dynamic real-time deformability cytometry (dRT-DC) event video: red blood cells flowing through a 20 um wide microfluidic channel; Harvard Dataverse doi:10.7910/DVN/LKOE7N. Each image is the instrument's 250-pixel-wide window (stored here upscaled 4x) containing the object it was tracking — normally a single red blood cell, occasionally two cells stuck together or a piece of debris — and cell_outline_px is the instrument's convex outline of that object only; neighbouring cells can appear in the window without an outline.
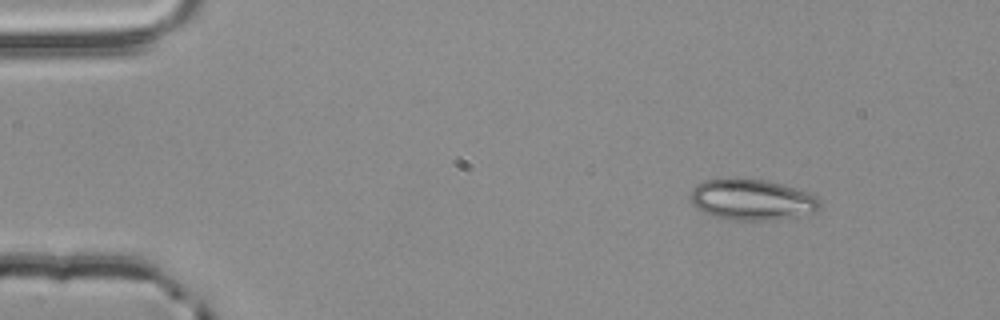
{"species": "common noctule bat (a hibernating species)", "species_latin": "Nyctalus noctula", "temperature_condition": "room temperature", "stored_images_in_passage": 3, "camera_frame_rate_fps": 3000, "um_per_image_px": 0.085, "animal": {"sex": "male", "body_mass_g": 20.4}, "frame": {"image": 1, "passage_image": 1, "time_ms": 0.0, "image_size_px": [1000, 320], "cell_outline_px": [[820, 208], [812, 212], [796, 216], [776, 220], [736, 220], [712, 216], [696, 208], [692, 204], [692, 188], [696, 184], [704, 180], [720, 176], [736, 176], [768, 180], [808, 192], [816, 196], [820, 200]], "centroid_in_image_um": [63.87, 16.92], "position_along_channel_um": 21.1, "area_um2": 31.56}}